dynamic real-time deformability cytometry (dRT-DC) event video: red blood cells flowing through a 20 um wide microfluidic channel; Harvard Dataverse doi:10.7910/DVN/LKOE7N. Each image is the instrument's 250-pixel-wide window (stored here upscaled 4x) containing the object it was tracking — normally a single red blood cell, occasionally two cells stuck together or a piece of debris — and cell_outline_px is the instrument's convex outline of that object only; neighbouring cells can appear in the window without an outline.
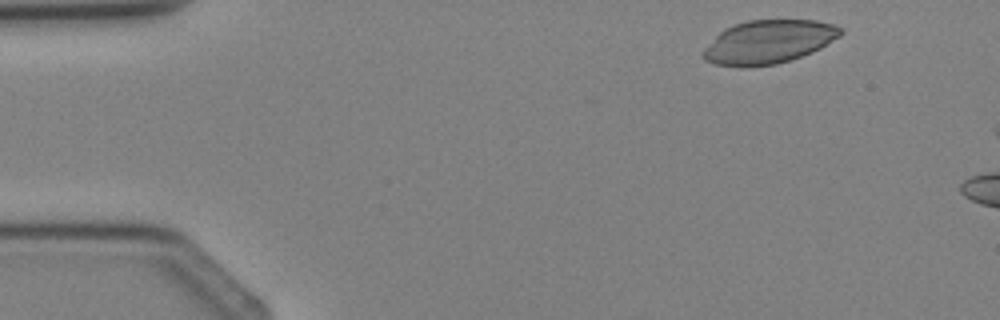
{"species": "Egyptian fruit bat (a non-hibernating species)", "species_latin": "Rousettus aegyptiacus", "temperature_condition": "cold", "stored_images_in_passage": 3, "camera_frame_rate_fps": 3000, "um_per_image_px": 0.085, "animal": {"sex": "female"}, "frame": {"image": 1, "passage_image": 1, "time_ms": 0.0, "image_size_px": [1000, 320], "cell_outline_px": [[844, 32], [840, 36], [820, 48], [812, 52], [776, 64], [740, 68], [716, 64], [704, 60], [700, 56], [700, 52], [724, 28], [748, 20], [816, 20], [832, 24], [840, 28]], "centroid_in_image_um": [65.28, 3.57], "position_along_channel_um": 19.7, "area_um2": 34.85}}